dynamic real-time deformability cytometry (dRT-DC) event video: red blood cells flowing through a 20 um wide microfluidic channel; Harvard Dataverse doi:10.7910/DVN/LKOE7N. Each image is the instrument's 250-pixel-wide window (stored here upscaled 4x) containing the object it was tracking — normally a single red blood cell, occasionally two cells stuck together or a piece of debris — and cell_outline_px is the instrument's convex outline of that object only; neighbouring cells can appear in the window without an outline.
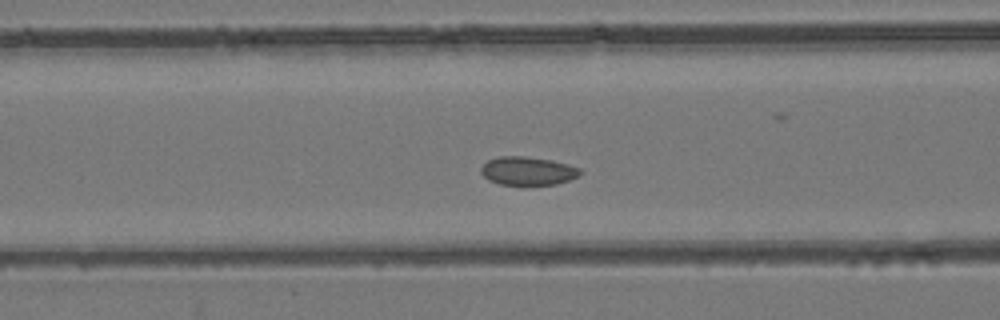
{"species": "common noctule bat (a hibernating species)", "species_latin": "Nyctalus noctula", "temperature_condition": "room temperature", "stored_images_in_passage": 40, "camera_frame_rate_fps": 3000, "um_per_image_px": 0.085, "animal": {"sex": "female", "body_mass_g": 24.6, "forearm_length_mm": 56.2}, "frame": {"image": 1, "passage_image": 6, "time_ms": 1.667, "image_size_px": [1000, 320], "cell_outline_px": [[580, 176], [556, 184], [524, 188], [500, 184], [488, 180], [480, 172], [480, 168], [488, 160], [500, 156], [524, 156], [552, 160], [568, 164], [580, 168]], "centroid_in_image_um": [44.85, 14.57], "position_along_channel_um": 121.8, "area_um2": 17.11}}
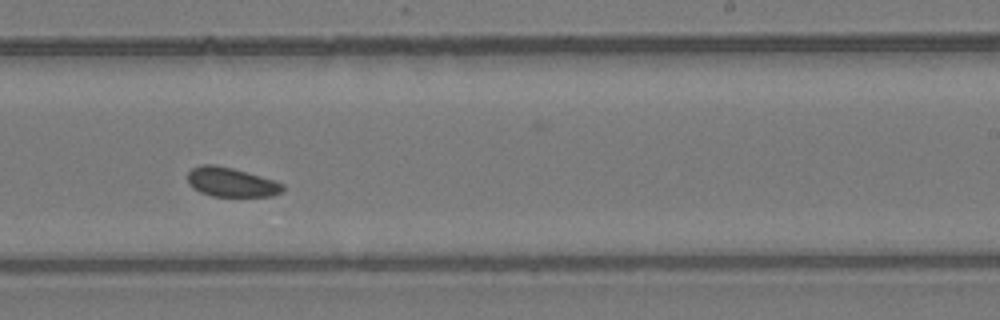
{"frame": {"image": 2, "passage_image": 18, "time_ms": 5.667, "image_size_px": [1000, 320], "cell_outline_px": [[284, 188], [280, 192], [272, 196], [212, 196], [200, 192], [192, 188], [188, 184], [188, 172], [192, 168], [200, 164], [212, 164], [232, 168], [260, 176], [284, 184]], "centroid_in_image_um": [19.6, 15.48], "position_along_channel_um": 269.4, "area_um2": 16.13}}
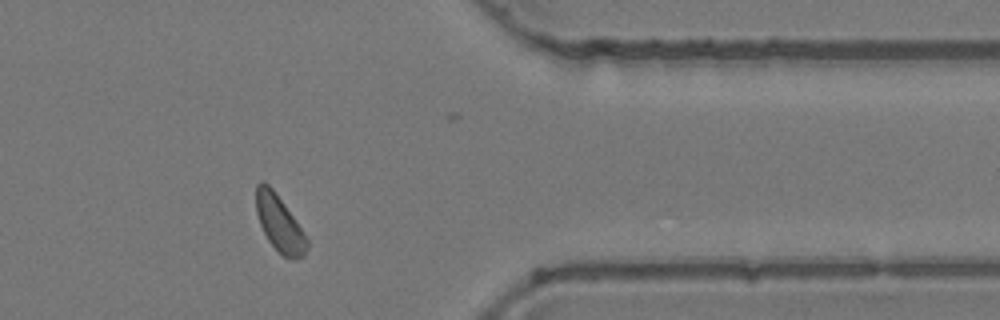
{"frame": {"image": 3, "passage_image": 29, "time_ms": 9.333, "image_size_px": [1000, 320], "cell_outline_px": [[308, 248], [304, 256], [292, 260], [284, 256], [268, 240], [260, 224], [256, 212], [256, 184], [260, 180], [264, 180], [272, 188], [284, 204], [308, 240]], "centroid_in_image_um": [23.73, 18.98], "position_along_channel_um": 387.7, "area_um2": 16.36}}